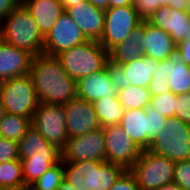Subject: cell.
Wrapping results in <instances>:
<instances>
[{
  "label": "cell",
  "instance_id": "d6986e66",
  "mask_svg": "<svg viewBox=\"0 0 190 190\" xmlns=\"http://www.w3.org/2000/svg\"><path fill=\"white\" fill-rule=\"evenodd\" d=\"M77 97L93 103L100 98L117 96V90L113 86L107 67L91 73L76 82Z\"/></svg>",
  "mask_w": 190,
  "mask_h": 190
},
{
  "label": "cell",
  "instance_id": "5bb4252c",
  "mask_svg": "<svg viewBox=\"0 0 190 190\" xmlns=\"http://www.w3.org/2000/svg\"><path fill=\"white\" fill-rule=\"evenodd\" d=\"M63 106L68 138L83 136L101 127L91 102L75 97Z\"/></svg>",
  "mask_w": 190,
  "mask_h": 190
},
{
  "label": "cell",
  "instance_id": "d590c367",
  "mask_svg": "<svg viewBox=\"0 0 190 190\" xmlns=\"http://www.w3.org/2000/svg\"><path fill=\"white\" fill-rule=\"evenodd\" d=\"M110 190H141L133 173L125 170Z\"/></svg>",
  "mask_w": 190,
  "mask_h": 190
},
{
  "label": "cell",
  "instance_id": "d4e9b609",
  "mask_svg": "<svg viewBox=\"0 0 190 190\" xmlns=\"http://www.w3.org/2000/svg\"><path fill=\"white\" fill-rule=\"evenodd\" d=\"M92 104L101 127L120 124L125 109L117 96L100 98Z\"/></svg>",
  "mask_w": 190,
  "mask_h": 190
},
{
  "label": "cell",
  "instance_id": "3957f363",
  "mask_svg": "<svg viewBox=\"0 0 190 190\" xmlns=\"http://www.w3.org/2000/svg\"><path fill=\"white\" fill-rule=\"evenodd\" d=\"M64 181L76 190H110L125 169L103 161L63 162Z\"/></svg>",
  "mask_w": 190,
  "mask_h": 190
},
{
  "label": "cell",
  "instance_id": "d6a6232c",
  "mask_svg": "<svg viewBox=\"0 0 190 190\" xmlns=\"http://www.w3.org/2000/svg\"><path fill=\"white\" fill-rule=\"evenodd\" d=\"M106 67L108 69L111 82L117 91L130 85V81H128V78L125 76L124 69L121 65H117L109 60Z\"/></svg>",
  "mask_w": 190,
  "mask_h": 190
},
{
  "label": "cell",
  "instance_id": "f1b7e54d",
  "mask_svg": "<svg viewBox=\"0 0 190 190\" xmlns=\"http://www.w3.org/2000/svg\"><path fill=\"white\" fill-rule=\"evenodd\" d=\"M64 181L63 160L48 169L36 182H34L29 190H57Z\"/></svg>",
  "mask_w": 190,
  "mask_h": 190
},
{
  "label": "cell",
  "instance_id": "816d5d0a",
  "mask_svg": "<svg viewBox=\"0 0 190 190\" xmlns=\"http://www.w3.org/2000/svg\"><path fill=\"white\" fill-rule=\"evenodd\" d=\"M0 190H8V189L5 188V187L0 186Z\"/></svg>",
  "mask_w": 190,
  "mask_h": 190
},
{
  "label": "cell",
  "instance_id": "8fae6325",
  "mask_svg": "<svg viewBox=\"0 0 190 190\" xmlns=\"http://www.w3.org/2000/svg\"><path fill=\"white\" fill-rule=\"evenodd\" d=\"M103 131L106 162L130 170L139 159L142 150L130 139L119 124L103 127Z\"/></svg>",
  "mask_w": 190,
  "mask_h": 190
},
{
  "label": "cell",
  "instance_id": "484cf974",
  "mask_svg": "<svg viewBox=\"0 0 190 190\" xmlns=\"http://www.w3.org/2000/svg\"><path fill=\"white\" fill-rule=\"evenodd\" d=\"M32 120L27 117L5 113L0 119V137L19 142L31 127Z\"/></svg>",
  "mask_w": 190,
  "mask_h": 190
},
{
  "label": "cell",
  "instance_id": "f35d334b",
  "mask_svg": "<svg viewBox=\"0 0 190 190\" xmlns=\"http://www.w3.org/2000/svg\"><path fill=\"white\" fill-rule=\"evenodd\" d=\"M16 0H0V23L18 6Z\"/></svg>",
  "mask_w": 190,
  "mask_h": 190
},
{
  "label": "cell",
  "instance_id": "1f68e13d",
  "mask_svg": "<svg viewBox=\"0 0 190 190\" xmlns=\"http://www.w3.org/2000/svg\"><path fill=\"white\" fill-rule=\"evenodd\" d=\"M173 182L184 190H190V160L175 162Z\"/></svg>",
  "mask_w": 190,
  "mask_h": 190
},
{
  "label": "cell",
  "instance_id": "52a82bcc",
  "mask_svg": "<svg viewBox=\"0 0 190 190\" xmlns=\"http://www.w3.org/2000/svg\"><path fill=\"white\" fill-rule=\"evenodd\" d=\"M148 150L174 162L190 160V124L169 118L167 127L155 135Z\"/></svg>",
  "mask_w": 190,
  "mask_h": 190
},
{
  "label": "cell",
  "instance_id": "8d00e7d4",
  "mask_svg": "<svg viewBox=\"0 0 190 190\" xmlns=\"http://www.w3.org/2000/svg\"><path fill=\"white\" fill-rule=\"evenodd\" d=\"M132 7L142 21H147L156 11V0H133Z\"/></svg>",
  "mask_w": 190,
  "mask_h": 190
},
{
  "label": "cell",
  "instance_id": "8992f818",
  "mask_svg": "<svg viewBox=\"0 0 190 190\" xmlns=\"http://www.w3.org/2000/svg\"><path fill=\"white\" fill-rule=\"evenodd\" d=\"M0 98L5 113L27 117L31 120L39 103L29 74L1 81Z\"/></svg>",
  "mask_w": 190,
  "mask_h": 190
},
{
  "label": "cell",
  "instance_id": "7c38bea8",
  "mask_svg": "<svg viewBox=\"0 0 190 190\" xmlns=\"http://www.w3.org/2000/svg\"><path fill=\"white\" fill-rule=\"evenodd\" d=\"M103 127L83 136L68 138L62 149L63 162L103 161L106 162Z\"/></svg>",
  "mask_w": 190,
  "mask_h": 190
},
{
  "label": "cell",
  "instance_id": "4dcf8cb0",
  "mask_svg": "<svg viewBox=\"0 0 190 190\" xmlns=\"http://www.w3.org/2000/svg\"><path fill=\"white\" fill-rule=\"evenodd\" d=\"M146 116L148 118V149L150 142L154 139L155 135L162 132L168 125V119L164 117L157 110L152 109L150 106L146 108Z\"/></svg>",
  "mask_w": 190,
  "mask_h": 190
},
{
  "label": "cell",
  "instance_id": "9c48e42d",
  "mask_svg": "<svg viewBox=\"0 0 190 190\" xmlns=\"http://www.w3.org/2000/svg\"><path fill=\"white\" fill-rule=\"evenodd\" d=\"M32 126L43 138L61 150L68 140L66 114L63 105L39 102L32 119Z\"/></svg>",
  "mask_w": 190,
  "mask_h": 190
},
{
  "label": "cell",
  "instance_id": "9a60e30c",
  "mask_svg": "<svg viewBox=\"0 0 190 190\" xmlns=\"http://www.w3.org/2000/svg\"><path fill=\"white\" fill-rule=\"evenodd\" d=\"M65 12L77 24L88 40L99 41L103 34L105 10L90 2L82 1L67 8Z\"/></svg>",
  "mask_w": 190,
  "mask_h": 190
},
{
  "label": "cell",
  "instance_id": "f546056e",
  "mask_svg": "<svg viewBox=\"0 0 190 190\" xmlns=\"http://www.w3.org/2000/svg\"><path fill=\"white\" fill-rule=\"evenodd\" d=\"M150 107L157 110L167 119L172 118L174 117L176 108V95L168 91L159 96L152 97Z\"/></svg>",
  "mask_w": 190,
  "mask_h": 190
},
{
  "label": "cell",
  "instance_id": "74e56055",
  "mask_svg": "<svg viewBox=\"0 0 190 190\" xmlns=\"http://www.w3.org/2000/svg\"><path fill=\"white\" fill-rule=\"evenodd\" d=\"M152 97L159 96L170 91V86L166 75H152V80L148 85Z\"/></svg>",
  "mask_w": 190,
  "mask_h": 190
},
{
  "label": "cell",
  "instance_id": "7bdbcfd3",
  "mask_svg": "<svg viewBox=\"0 0 190 190\" xmlns=\"http://www.w3.org/2000/svg\"><path fill=\"white\" fill-rule=\"evenodd\" d=\"M86 1L104 10L109 8V0H86Z\"/></svg>",
  "mask_w": 190,
  "mask_h": 190
},
{
  "label": "cell",
  "instance_id": "e575fe53",
  "mask_svg": "<svg viewBox=\"0 0 190 190\" xmlns=\"http://www.w3.org/2000/svg\"><path fill=\"white\" fill-rule=\"evenodd\" d=\"M174 117L190 124V91L176 95V108Z\"/></svg>",
  "mask_w": 190,
  "mask_h": 190
},
{
  "label": "cell",
  "instance_id": "e0dca14e",
  "mask_svg": "<svg viewBox=\"0 0 190 190\" xmlns=\"http://www.w3.org/2000/svg\"><path fill=\"white\" fill-rule=\"evenodd\" d=\"M33 56L0 39V82L30 73Z\"/></svg>",
  "mask_w": 190,
  "mask_h": 190
},
{
  "label": "cell",
  "instance_id": "4fadbf2b",
  "mask_svg": "<svg viewBox=\"0 0 190 190\" xmlns=\"http://www.w3.org/2000/svg\"><path fill=\"white\" fill-rule=\"evenodd\" d=\"M87 40L77 24L64 12L44 38L43 53L57 56L61 52L82 44Z\"/></svg>",
  "mask_w": 190,
  "mask_h": 190
},
{
  "label": "cell",
  "instance_id": "bcb514c9",
  "mask_svg": "<svg viewBox=\"0 0 190 190\" xmlns=\"http://www.w3.org/2000/svg\"><path fill=\"white\" fill-rule=\"evenodd\" d=\"M57 190H76L72 187V185H70L69 183H67L66 181H63L60 186L58 187Z\"/></svg>",
  "mask_w": 190,
  "mask_h": 190
},
{
  "label": "cell",
  "instance_id": "60d3db41",
  "mask_svg": "<svg viewBox=\"0 0 190 190\" xmlns=\"http://www.w3.org/2000/svg\"><path fill=\"white\" fill-rule=\"evenodd\" d=\"M167 6L171 9L186 11L187 2L186 0H172V3Z\"/></svg>",
  "mask_w": 190,
  "mask_h": 190
},
{
  "label": "cell",
  "instance_id": "ba28073f",
  "mask_svg": "<svg viewBox=\"0 0 190 190\" xmlns=\"http://www.w3.org/2000/svg\"><path fill=\"white\" fill-rule=\"evenodd\" d=\"M175 162L149 150H142L130 171L141 190H156L173 182Z\"/></svg>",
  "mask_w": 190,
  "mask_h": 190
},
{
  "label": "cell",
  "instance_id": "ee69618b",
  "mask_svg": "<svg viewBox=\"0 0 190 190\" xmlns=\"http://www.w3.org/2000/svg\"><path fill=\"white\" fill-rule=\"evenodd\" d=\"M156 190H184V189L178 186L177 184H175L174 182H172L169 184H165Z\"/></svg>",
  "mask_w": 190,
  "mask_h": 190
},
{
  "label": "cell",
  "instance_id": "44dd1931",
  "mask_svg": "<svg viewBox=\"0 0 190 190\" xmlns=\"http://www.w3.org/2000/svg\"><path fill=\"white\" fill-rule=\"evenodd\" d=\"M24 6L36 22L40 33L46 37L57 19L65 12L60 0H29Z\"/></svg>",
  "mask_w": 190,
  "mask_h": 190
},
{
  "label": "cell",
  "instance_id": "5b68a950",
  "mask_svg": "<svg viewBox=\"0 0 190 190\" xmlns=\"http://www.w3.org/2000/svg\"><path fill=\"white\" fill-rule=\"evenodd\" d=\"M62 67L76 82L106 67L109 52L95 40H87L57 55Z\"/></svg>",
  "mask_w": 190,
  "mask_h": 190
},
{
  "label": "cell",
  "instance_id": "b9f144b4",
  "mask_svg": "<svg viewBox=\"0 0 190 190\" xmlns=\"http://www.w3.org/2000/svg\"><path fill=\"white\" fill-rule=\"evenodd\" d=\"M133 0H109V8L132 6Z\"/></svg>",
  "mask_w": 190,
  "mask_h": 190
},
{
  "label": "cell",
  "instance_id": "603a6c76",
  "mask_svg": "<svg viewBox=\"0 0 190 190\" xmlns=\"http://www.w3.org/2000/svg\"><path fill=\"white\" fill-rule=\"evenodd\" d=\"M119 125L141 150H148V118L146 109L124 110Z\"/></svg>",
  "mask_w": 190,
  "mask_h": 190
},
{
  "label": "cell",
  "instance_id": "f907efd6",
  "mask_svg": "<svg viewBox=\"0 0 190 190\" xmlns=\"http://www.w3.org/2000/svg\"><path fill=\"white\" fill-rule=\"evenodd\" d=\"M19 5H24L29 0H16Z\"/></svg>",
  "mask_w": 190,
  "mask_h": 190
},
{
  "label": "cell",
  "instance_id": "6da1fadb",
  "mask_svg": "<svg viewBox=\"0 0 190 190\" xmlns=\"http://www.w3.org/2000/svg\"><path fill=\"white\" fill-rule=\"evenodd\" d=\"M29 75L39 102L64 105L77 97V85L64 70L57 56H33Z\"/></svg>",
  "mask_w": 190,
  "mask_h": 190
},
{
  "label": "cell",
  "instance_id": "ffe728a7",
  "mask_svg": "<svg viewBox=\"0 0 190 190\" xmlns=\"http://www.w3.org/2000/svg\"><path fill=\"white\" fill-rule=\"evenodd\" d=\"M143 55L154 60H166L176 51L177 44L172 37L148 21H145V35L142 36Z\"/></svg>",
  "mask_w": 190,
  "mask_h": 190
},
{
  "label": "cell",
  "instance_id": "30bf717a",
  "mask_svg": "<svg viewBox=\"0 0 190 190\" xmlns=\"http://www.w3.org/2000/svg\"><path fill=\"white\" fill-rule=\"evenodd\" d=\"M142 20L132 6L113 7L105 10L104 30L99 43L109 52L128 38Z\"/></svg>",
  "mask_w": 190,
  "mask_h": 190
},
{
  "label": "cell",
  "instance_id": "ab89813d",
  "mask_svg": "<svg viewBox=\"0 0 190 190\" xmlns=\"http://www.w3.org/2000/svg\"><path fill=\"white\" fill-rule=\"evenodd\" d=\"M176 51L181 56L183 62L190 67V40H184L178 43Z\"/></svg>",
  "mask_w": 190,
  "mask_h": 190
},
{
  "label": "cell",
  "instance_id": "681fc988",
  "mask_svg": "<svg viewBox=\"0 0 190 190\" xmlns=\"http://www.w3.org/2000/svg\"><path fill=\"white\" fill-rule=\"evenodd\" d=\"M187 6H186V13L190 16V0H186Z\"/></svg>",
  "mask_w": 190,
  "mask_h": 190
},
{
  "label": "cell",
  "instance_id": "83f0119b",
  "mask_svg": "<svg viewBox=\"0 0 190 190\" xmlns=\"http://www.w3.org/2000/svg\"><path fill=\"white\" fill-rule=\"evenodd\" d=\"M0 186L8 190H27L21 160L0 163Z\"/></svg>",
  "mask_w": 190,
  "mask_h": 190
},
{
  "label": "cell",
  "instance_id": "2e32d148",
  "mask_svg": "<svg viewBox=\"0 0 190 190\" xmlns=\"http://www.w3.org/2000/svg\"><path fill=\"white\" fill-rule=\"evenodd\" d=\"M147 21L168 33L176 44L190 40V16L186 11L162 6Z\"/></svg>",
  "mask_w": 190,
  "mask_h": 190
},
{
  "label": "cell",
  "instance_id": "836d02e7",
  "mask_svg": "<svg viewBox=\"0 0 190 190\" xmlns=\"http://www.w3.org/2000/svg\"><path fill=\"white\" fill-rule=\"evenodd\" d=\"M18 143L10 139L0 137V163L18 160Z\"/></svg>",
  "mask_w": 190,
  "mask_h": 190
},
{
  "label": "cell",
  "instance_id": "ac0fdd59",
  "mask_svg": "<svg viewBox=\"0 0 190 190\" xmlns=\"http://www.w3.org/2000/svg\"><path fill=\"white\" fill-rule=\"evenodd\" d=\"M154 75H166L170 91L175 95L190 91V67L183 62L177 51L170 54L166 60L158 61Z\"/></svg>",
  "mask_w": 190,
  "mask_h": 190
},
{
  "label": "cell",
  "instance_id": "7402d4cb",
  "mask_svg": "<svg viewBox=\"0 0 190 190\" xmlns=\"http://www.w3.org/2000/svg\"><path fill=\"white\" fill-rule=\"evenodd\" d=\"M144 35L145 21H142L130 32L128 38L109 51V60L117 65H122L143 56L141 39Z\"/></svg>",
  "mask_w": 190,
  "mask_h": 190
},
{
  "label": "cell",
  "instance_id": "277c9868",
  "mask_svg": "<svg viewBox=\"0 0 190 190\" xmlns=\"http://www.w3.org/2000/svg\"><path fill=\"white\" fill-rule=\"evenodd\" d=\"M44 38L24 5H18L0 23V39L32 56L43 53Z\"/></svg>",
  "mask_w": 190,
  "mask_h": 190
},
{
  "label": "cell",
  "instance_id": "f6af8a7d",
  "mask_svg": "<svg viewBox=\"0 0 190 190\" xmlns=\"http://www.w3.org/2000/svg\"><path fill=\"white\" fill-rule=\"evenodd\" d=\"M62 3V6L64 7V10L67 8H70L71 6H75L77 3H80L82 1L86 0H60Z\"/></svg>",
  "mask_w": 190,
  "mask_h": 190
},
{
  "label": "cell",
  "instance_id": "c3c4849f",
  "mask_svg": "<svg viewBox=\"0 0 190 190\" xmlns=\"http://www.w3.org/2000/svg\"><path fill=\"white\" fill-rule=\"evenodd\" d=\"M4 114H5V109L0 98V119L4 116Z\"/></svg>",
  "mask_w": 190,
  "mask_h": 190
},
{
  "label": "cell",
  "instance_id": "cb8c5ba5",
  "mask_svg": "<svg viewBox=\"0 0 190 190\" xmlns=\"http://www.w3.org/2000/svg\"><path fill=\"white\" fill-rule=\"evenodd\" d=\"M121 66L130 85L148 88L152 75L157 72L158 61L143 55Z\"/></svg>",
  "mask_w": 190,
  "mask_h": 190
},
{
  "label": "cell",
  "instance_id": "7a4b0ae2",
  "mask_svg": "<svg viewBox=\"0 0 190 190\" xmlns=\"http://www.w3.org/2000/svg\"><path fill=\"white\" fill-rule=\"evenodd\" d=\"M18 148L27 188L62 160V150L46 141L32 125L18 142Z\"/></svg>",
  "mask_w": 190,
  "mask_h": 190
},
{
  "label": "cell",
  "instance_id": "7dc6e473",
  "mask_svg": "<svg viewBox=\"0 0 190 190\" xmlns=\"http://www.w3.org/2000/svg\"><path fill=\"white\" fill-rule=\"evenodd\" d=\"M172 3V0H156V10L162 6H167Z\"/></svg>",
  "mask_w": 190,
  "mask_h": 190
},
{
  "label": "cell",
  "instance_id": "4316f807",
  "mask_svg": "<svg viewBox=\"0 0 190 190\" xmlns=\"http://www.w3.org/2000/svg\"><path fill=\"white\" fill-rule=\"evenodd\" d=\"M117 97L125 110L146 109L150 106L151 93L146 87L129 85L117 91Z\"/></svg>",
  "mask_w": 190,
  "mask_h": 190
}]
</instances>
